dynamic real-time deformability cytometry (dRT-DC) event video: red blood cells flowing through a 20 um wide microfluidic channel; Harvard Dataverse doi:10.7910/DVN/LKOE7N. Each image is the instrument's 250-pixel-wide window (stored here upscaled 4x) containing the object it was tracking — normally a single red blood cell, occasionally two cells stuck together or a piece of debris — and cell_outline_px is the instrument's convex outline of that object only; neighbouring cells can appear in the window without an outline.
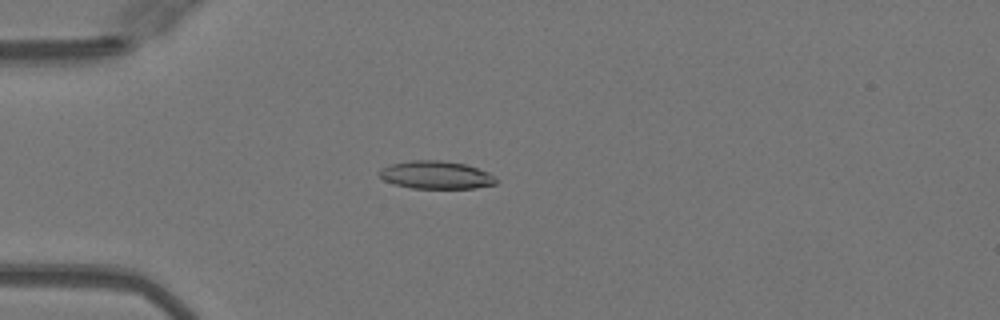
{"species": "Egyptian fruit bat (a non-hibernating species)", "species_latin": "Rousettus aegyptiacus", "temperature_condition": "warm", "stored_images_in_passage": 50, "camera_frame_rate_fps": 3000, "um_per_image_px": 0.085, "animal": {"sex": "female"}, "frame": {"image": 1, "passage_image": 14, "time_ms": 4.333, "image_size_px": [1000, 320], "cell_outline_px": [[496, 184], [476, 188], [412, 188], [396, 184], [384, 180], [376, 172], [380, 168], [392, 164], [412, 160], [440, 160], [464, 164], [488, 172], [496, 180]], "centroid_in_image_um": [37.03, 14.87], "position_along_channel_um": 48.0, "area_um2": 18.79}}
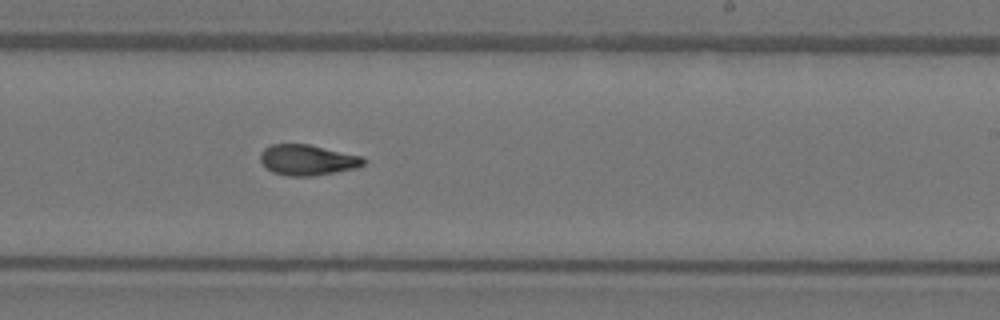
{"frame": {"image": 2, "passage_image": 31, "time_ms": 10.0, "image_size_px": [1000, 320], "cell_outline_px": [[364, 164], [356, 168], [336, 172], [312, 176], [288, 176], [272, 172], [260, 160], [260, 152], [264, 148], [272, 144], [308, 144], [364, 156]], "centroid_in_image_um": [26.14, 13.59], "position_along_channel_um": 262.9, "area_um2": 18.44}}
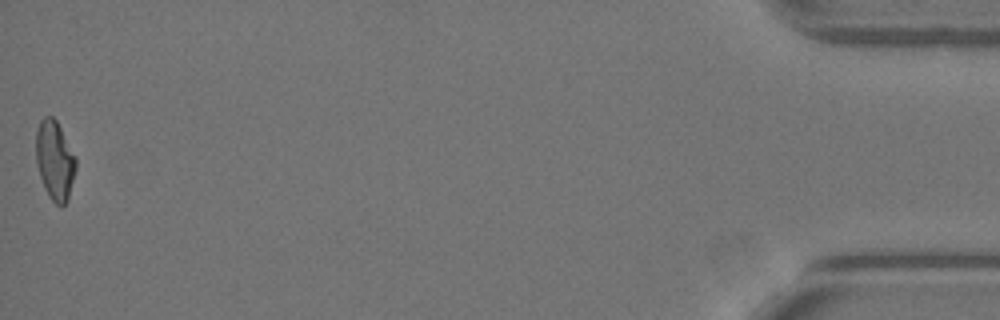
{"frame": {"image": 3, "passage_image": 50, "time_ms": 16.333, "image_size_px": [1000, 320], "cell_outline_px": [[76, 168], [68, 200], [60, 208], [48, 196], [44, 188], [36, 164], [36, 128], [40, 120], [44, 116], [52, 116], [56, 120], [76, 156]], "centroid_in_image_um": [4.65, 13.63], "position_along_channel_um": 430.5, "area_um2": 18.61}, "authors_computed_cell_mechanics": {"area_um2": 18.6116, "velocity_mm_per_s": 4.1195, "shape_relaxation_time_tau1_ms": null, "shape_relaxation_time_tau2_ms": 2.0255, "deformation_change_tau1": null, "deformation_change_tau2": 0.0857}}